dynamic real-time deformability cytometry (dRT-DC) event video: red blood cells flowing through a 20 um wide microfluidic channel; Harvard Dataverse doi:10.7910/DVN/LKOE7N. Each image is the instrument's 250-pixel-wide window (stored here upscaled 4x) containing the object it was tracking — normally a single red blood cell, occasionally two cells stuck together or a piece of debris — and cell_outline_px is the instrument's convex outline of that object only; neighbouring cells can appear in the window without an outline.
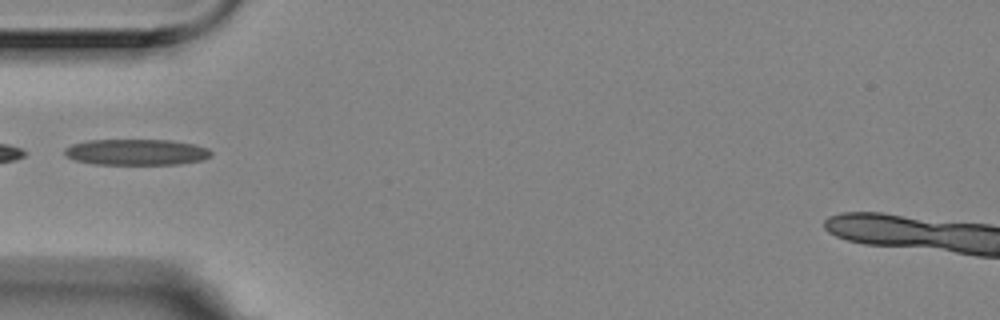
{"species": "Egyptian fruit bat (a non-hibernating species)", "species_latin": "Rousettus aegyptiacus", "temperature_condition": "room temperature", "stored_images_in_passage": 5, "camera_frame_rate_fps": 3000, "um_per_image_px": 0.085, "animal": {"sex": "female"}, "frame": {"image": 1, "passage_image": 5, "time_ms": 1.333, "image_size_px": [1000, 320], "cell_outline_px": [[212, 156], [200, 160], [176, 164], [92, 164], [76, 160], [68, 156], [64, 152], [64, 148], [72, 144], [88, 140], [172, 140], [192, 144], [208, 148], [212, 152]], "centroid_in_image_um": [11.59, 12.92], "position_along_channel_um": 73.4, "area_um2": 22.08}}